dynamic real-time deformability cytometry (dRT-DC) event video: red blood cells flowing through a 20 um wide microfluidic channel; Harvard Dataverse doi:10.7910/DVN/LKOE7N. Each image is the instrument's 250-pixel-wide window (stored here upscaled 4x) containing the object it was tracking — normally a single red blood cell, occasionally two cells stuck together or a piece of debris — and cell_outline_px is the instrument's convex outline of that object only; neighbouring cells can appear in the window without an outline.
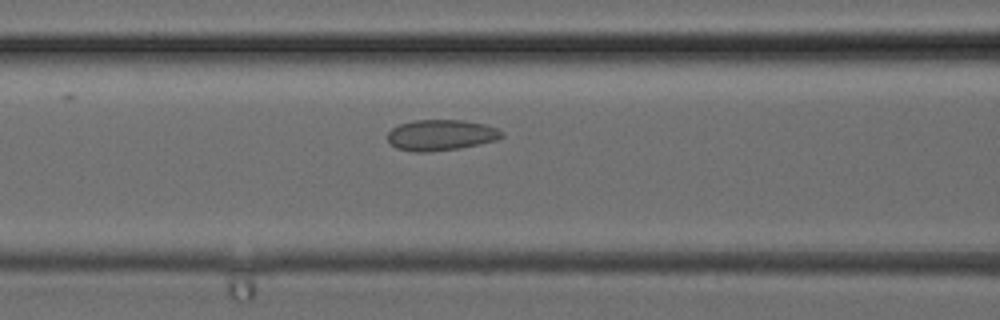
{"species": "common noctule bat (a hibernating species)", "species_latin": "Nyctalus noctula", "temperature_condition": "cold", "stored_images_in_passage": 32, "camera_frame_rate_fps": 3000, "um_per_image_px": 0.085, "animal": {"sex": "female", "body_mass_g": 24.6, "forearm_length_mm": 56.2}, "frame": {"image": 1, "passage_image": 13, "time_ms": 4.0, "image_size_px": [1000, 320], "cell_outline_px": [[504, 136], [496, 140], [480, 144], [460, 148], [428, 152], [412, 152], [396, 148], [388, 140], [388, 132], [392, 128], [400, 124], [416, 120], [464, 120], [484, 124], [496, 128], [504, 132]], "centroid_in_image_um": [37.49, 11.48], "position_along_channel_um": 129.1, "area_um2": 20.58}}
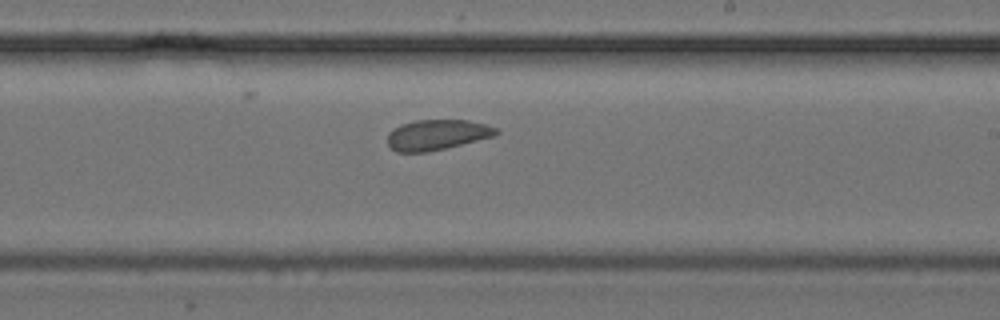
{"frame": {"image": 2, "passage_image": 19, "time_ms": 6.0, "image_size_px": [1000, 320], "cell_outline_px": [[500, 132], [492, 136], [428, 152], [396, 152], [388, 144], [388, 132], [392, 128], [400, 124], [416, 120], [468, 120], [484, 124], [496, 128]], "centroid_in_image_um": [37.08, 11.45], "position_along_channel_um": 251.9, "area_um2": 19.02}}
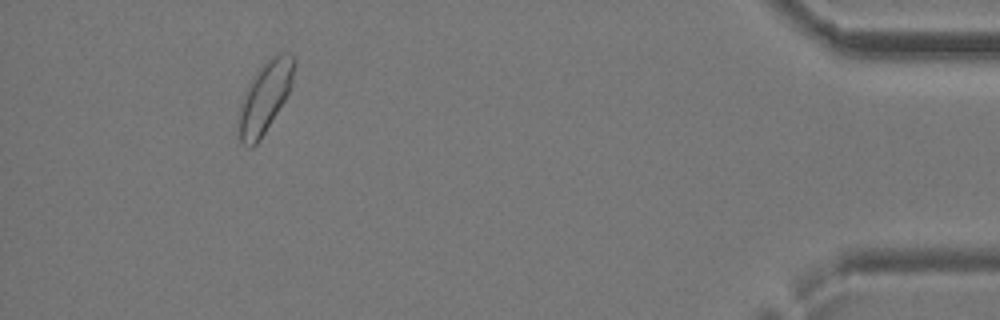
{"frame": {"image": 3, "passage_image": 30, "time_ms": 9.667, "image_size_px": [1000, 320], "cell_outline_px": [[296, 64], [292, 84], [284, 100], [260, 140], [252, 148], [248, 148], [240, 144], [236, 136], [236, 116], [244, 92], [252, 76], [268, 60], [280, 52], [288, 52], [296, 60]], "centroid_in_image_um": [22.45, 8.34], "position_along_channel_um": 412.8, "area_um2": 23.52}}